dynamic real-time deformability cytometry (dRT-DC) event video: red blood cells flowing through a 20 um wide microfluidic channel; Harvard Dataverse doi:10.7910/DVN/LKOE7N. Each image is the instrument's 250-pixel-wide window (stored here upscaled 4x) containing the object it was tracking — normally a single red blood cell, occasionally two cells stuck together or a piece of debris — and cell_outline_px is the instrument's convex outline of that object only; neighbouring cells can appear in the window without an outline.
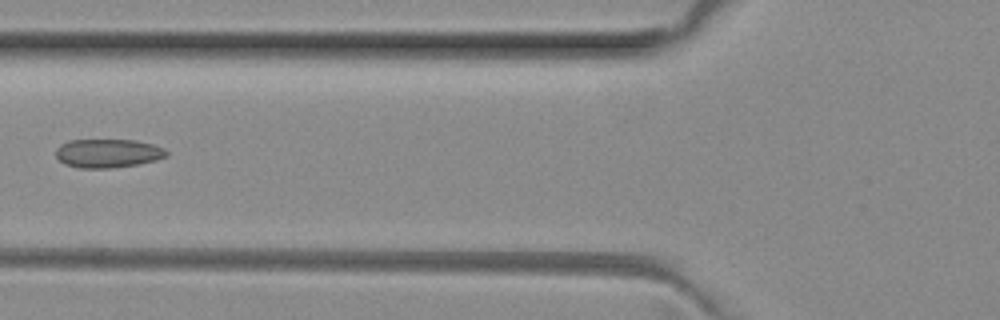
{"species": "common noctule bat (a hibernating species)", "species_latin": "Nyctalus noctula", "temperature_condition": "room temperature", "stored_images_in_passage": 6, "camera_frame_rate_fps": 3000, "um_per_image_px": 0.085, "animal": {"sex": "female", "body_mass_g": 29.2, "forearm_length_mm": 56.3}, "frame": {"image": 1, "passage_image": 4, "time_ms": 1.0, "image_size_px": [1000, 320], "cell_outline_px": [[168, 156], [156, 160], [136, 164], [112, 168], [80, 168], [64, 164], [56, 156], [56, 148], [60, 144], [68, 140], [136, 140], [152, 144], [164, 148], [168, 152]], "centroid_in_image_um": [9.16, 13.02], "position_along_channel_um": 116.6, "area_um2": 18.55}}
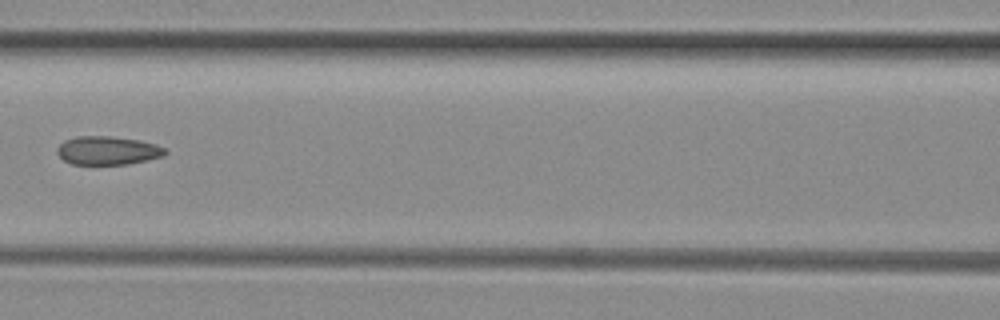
{"frame": {"image": 2, "passage_image": 5, "time_ms": 1.333, "image_size_px": [1000, 320], "cell_outline_px": [[168, 152], [164, 156], [148, 160], [128, 164], [72, 164], [64, 160], [56, 152], [56, 148], [64, 140], [76, 136], [108, 136], [140, 140], [156, 144], [164, 148]], "centroid_in_image_um": [9.16, 12.79], "position_along_channel_um": 157.4, "area_um2": 18.03}}
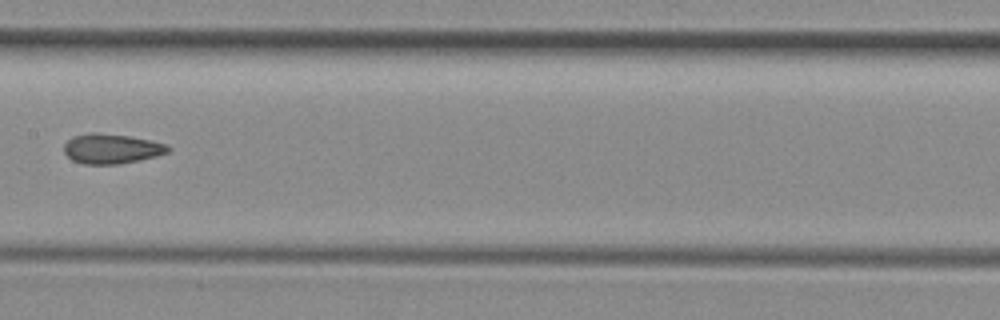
{"frame": {"image": 3, "passage_image": 6, "time_ms": 1.667, "image_size_px": [1000, 320], "cell_outline_px": [[172, 148], [168, 152], [156, 156], [140, 160], [120, 164], [84, 164], [72, 160], [64, 152], [64, 144], [72, 136], [88, 132], [96, 132], [128, 136], [168, 144]], "centroid_in_image_um": [9.47, 12.64], "position_along_channel_um": 197.9, "area_um2": 18.21}}